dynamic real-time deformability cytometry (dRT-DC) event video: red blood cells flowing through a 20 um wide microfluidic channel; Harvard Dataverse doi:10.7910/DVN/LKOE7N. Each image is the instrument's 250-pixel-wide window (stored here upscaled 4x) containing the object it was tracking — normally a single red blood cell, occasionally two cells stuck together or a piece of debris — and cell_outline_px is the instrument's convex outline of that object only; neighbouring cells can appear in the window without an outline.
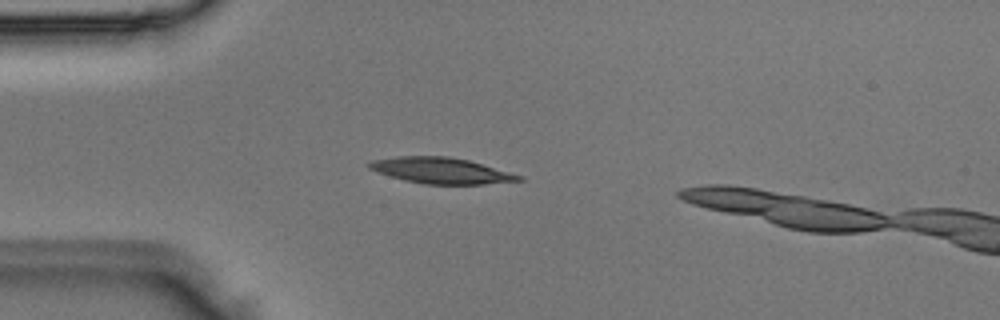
{"species": "Egyptian fruit bat (a non-hibernating species)", "species_latin": "Rousettus aegyptiacus", "temperature_condition": "room temperature", "stored_images_in_passage": 3, "camera_frame_rate_fps": 3000, "um_per_image_px": 0.085, "animal": {"sex": "male"}, "frame": {"image": 1, "passage_image": 2, "time_ms": 0.333, "image_size_px": [1000, 320], "cell_outline_px": [[524, 180], [484, 184], [424, 184], [404, 180], [368, 168], [368, 164], [372, 160], [396, 156], [448, 156], [468, 160], [524, 176]], "centroid_in_image_um": [37.52, 14.49], "position_along_channel_um": 47.5, "area_um2": 22.43}}